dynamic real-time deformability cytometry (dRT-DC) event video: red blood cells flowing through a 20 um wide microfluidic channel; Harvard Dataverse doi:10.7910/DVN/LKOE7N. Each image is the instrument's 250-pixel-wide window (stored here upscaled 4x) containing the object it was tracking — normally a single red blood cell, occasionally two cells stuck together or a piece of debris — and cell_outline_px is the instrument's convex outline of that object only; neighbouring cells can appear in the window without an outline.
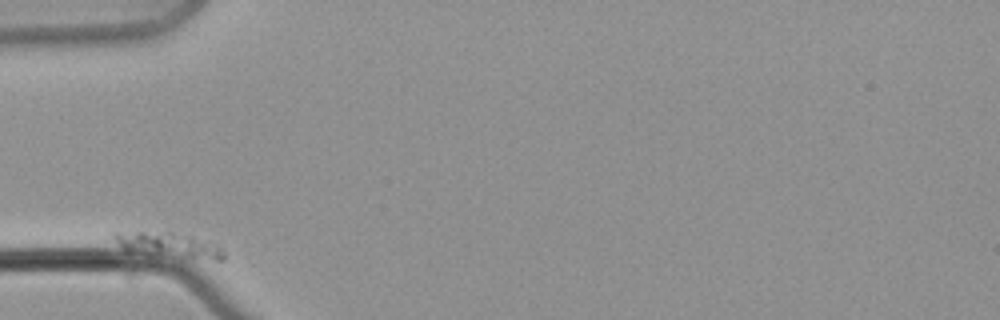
{"species": "common noctule bat (a hibernating species)", "species_latin": "Nyctalus noctula", "temperature_condition": "warm", "stored_images_in_passage": 13, "camera_frame_rate_fps": 3000, "um_per_image_px": 0.085, "animal": {"sex": "male", "body_mass_g": 21.5, "forearm_length_mm": 52.0}, "frame": {"image": 1, "passage_image": 1, "time_ms": 0.0, "image_size_px": [1000, 320], "cell_outline_px": [[224, 260], [212, 260], [128, 252], [108, 236], [112, 232], [168, 228], [208, 240], [224, 248]], "centroid_in_image_um": [14.28, 20.74], "position_along_channel_um": 70.7, "area_um2": 17.51}}
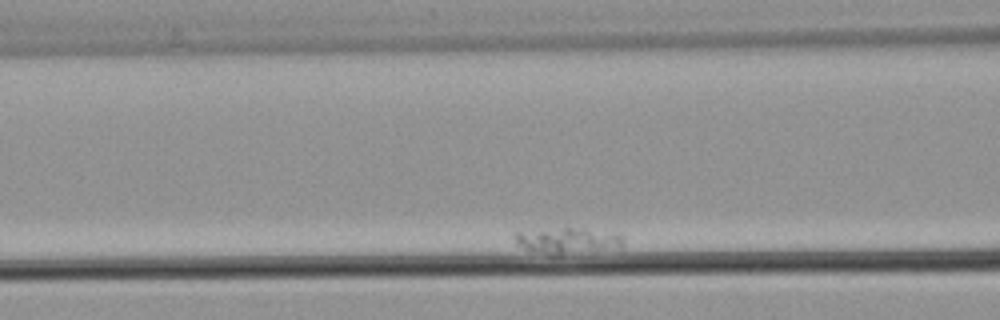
{"frame": {"image": 2, "passage_image": 4, "time_ms": 3.667, "image_size_px": [1000, 320], "cell_outline_px": [[624, 248], [560, 252], [556, 252], [524, 248], [516, 244], [512, 236], [512, 232], [560, 228], [584, 228], [616, 232], [624, 236]], "centroid_in_image_um": [48.34, 20.38], "position_along_channel_um": 118.3, "area_um2": 15.84}}
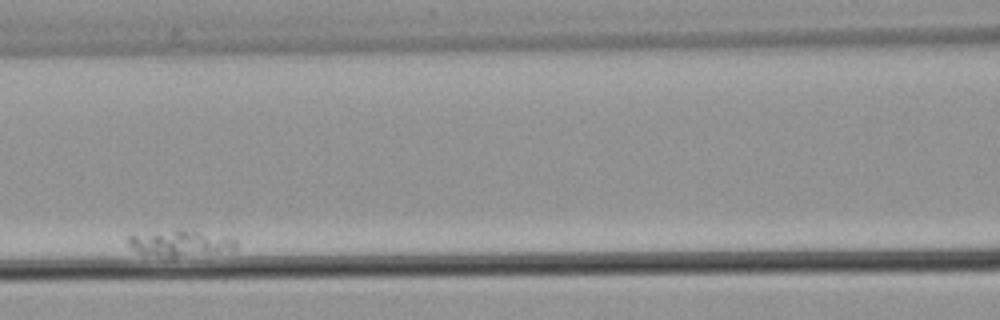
{"frame": {"image": 3, "passage_image": 6, "time_ms": 6.0, "image_size_px": [1000, 320], "cell_outline_px": [[236, 252], [176, 256], [172, 256], [140, 252], [132, 248], [128, 244], [124, 236], [180, 228], [236, 236]], "centroid_in_image_um": [15.49, 20.62], "position_along_channel_um": 151.1, "area_um2": 16.99}}